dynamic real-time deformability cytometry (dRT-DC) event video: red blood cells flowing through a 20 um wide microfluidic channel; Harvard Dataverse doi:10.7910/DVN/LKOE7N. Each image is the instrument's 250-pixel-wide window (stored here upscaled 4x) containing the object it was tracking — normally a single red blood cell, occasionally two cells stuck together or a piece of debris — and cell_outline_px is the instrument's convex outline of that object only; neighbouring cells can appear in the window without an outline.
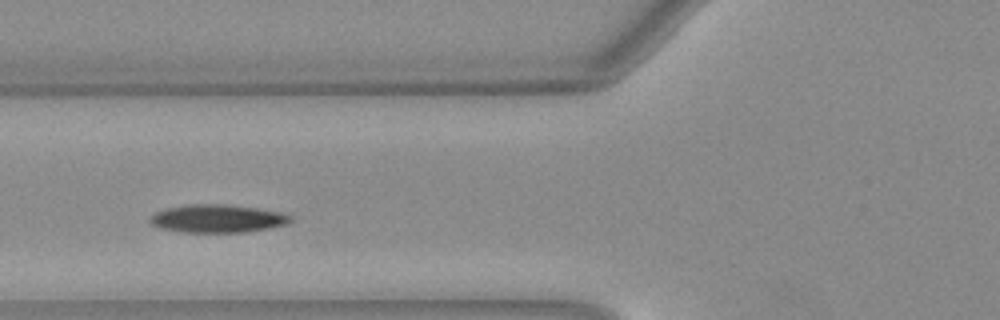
{"species": "Egyptian fruit bat (a non-hibernating species)", "species_latin": "Rousettus aegyptiacus", "temperature_condition": "warm", "stored_images_in_passage": 37, "camera_frame_rate_fps": 3000, "um_per_image_px": 0.085, "animal": {"sex": "female"}, "frame": {"image": 1, "passage_image": 9, "time_ms": 2.667, "image_size_px": [1000, 320], "cell_outline_px": [[292, 220], [288, 224], [268, 228], [244, 232], [184, 232], [160, 228], [152, 224], [148, 220], [156, 212], [168, 208], [188, 204], [220, 204], [284, 212], [292, 216]], "centroid_in_image_um": [18.51, 18.58], "position_along_channel_um": 107.3, "area_um2": 22.72}}
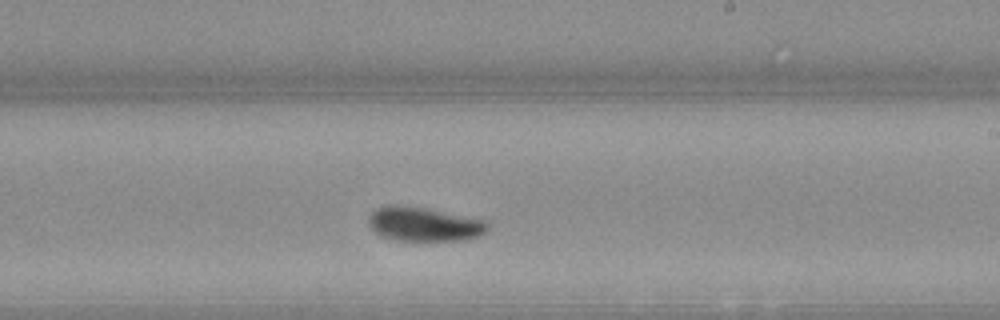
{"frame": {"image": 2, "passage_image": 20, "time_ms": 6.333, "image_size_px": [1000, 320], "cell_outline_px": [[488, 228], [484, 232], [468, 240], [396, 240], [380, 236], [368, 224], [368, 216], [372, 212], [380, 208], [392, 204], [424, 208], [484, 220], [488, 224]], "centroid_in_image_um": [36.01, 19.06], "position_along_channel_um": 253.0, "area_um2": 23.24}}
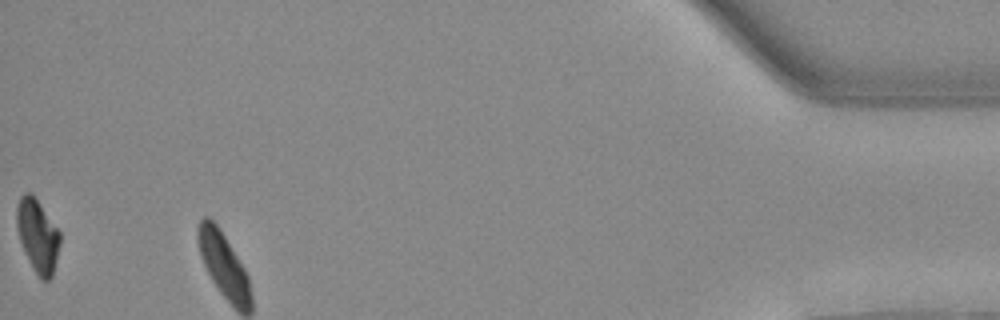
{"frame": {"image": 3, "passage_image": 37, "time_ms": 12.0, "image_size_px": [1000, 320], "cell_outline_px": [[60, 244], [52, 276], [48, 280], [40, 280], [32, 268], [24, 252], [20, 240], [16, 224], [16, 208], [20, 196], [24, 192], [28, 192], [40, 204], [60, 232]], "centroid_in_image_um": [3.19, 20.06], "position_along_channel_um": 432.0, "area_um2": 18.26}, "authors_computed_cell_mechanics": {"area_um2": 23.0622, "velocity_mm_per_s": 3.9858, "shape_relaxation_time_tau1_ms": 2.9111, "shape_relaxation_time_tau2_ms": 2.9522, "deformation_change_tau1": 0.1348, "deformation_change_tau2": 0.0607}}